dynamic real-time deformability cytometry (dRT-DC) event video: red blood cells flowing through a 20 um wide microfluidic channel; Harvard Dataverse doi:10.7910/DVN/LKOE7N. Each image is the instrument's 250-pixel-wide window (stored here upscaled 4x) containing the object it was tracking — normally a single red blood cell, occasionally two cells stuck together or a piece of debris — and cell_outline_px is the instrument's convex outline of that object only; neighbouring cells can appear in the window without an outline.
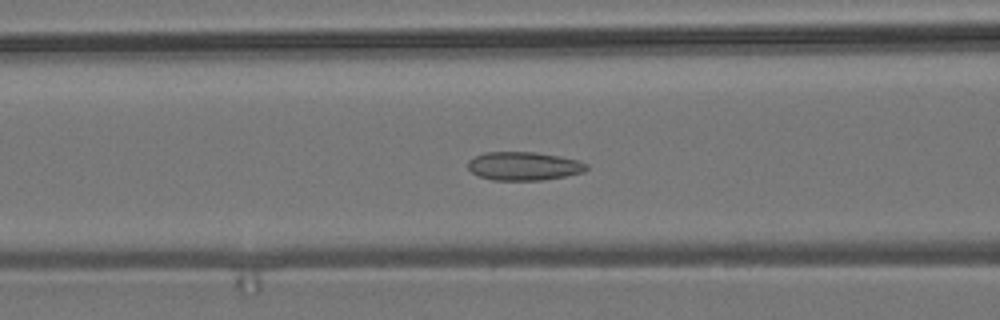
{"species": "common noctule bat (a hibernating species)", "species_latin": "Nyctalus noctula", "temperature_condition": "room temperature", "stored_images_in_passage": 46, "camera_frame_rate_fps": 3000, "um_per_image_px": 0.085, "animal": {"sex": "male", "body_mass_g": 19.2, "forearm_length_mm": 51.8}, "frame": {"image": 1, "passage_image": 13, "time_ms": 4.0, "image_size_px": [1000, 320], "cell_outline_px": [[588, 168], [584, 172], [544, 180], [492, 180], [480, 176], [472, 172], [468, 168], [468, 160], [484, 152], [536, 152], [560, 156], [580, 160], [588, 164]], "centroid_in_image_um": [44.55, 14.11], "position_along_channel_um": 122.0, "area_um2": 19.77}}
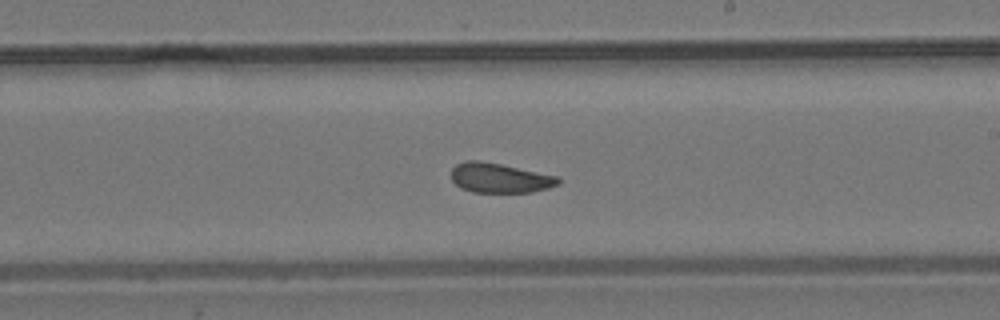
{"frame": {"image": 2, "passage_image": 23, "time_ms": 7.333, "image_size_px": [1000, 320], "cell_outline_px": [[560, 184], [548, 188], [532, 192], [472, 192], [460, 188], [452, 180], [452, 168], [456, 164], [464, 160], [480, 160], [560, 176]], "centroid_in_image_um": [42.49, 15.12], "position_along_channel_um": 246.5, "area_um2": 18.67}}
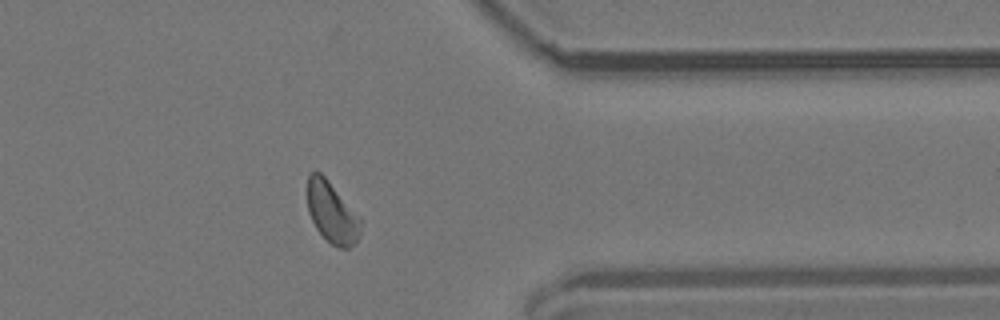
{"frame": {"image": 3, "passage_image": 35, "time_ms": 11.333, "image_size_px": [1000, 320], "cell_outline_px": [[360, 236], [356, 244], [348, 248], [340, 248], [332, 244], [316, 228], [308, 212], [308, 176], [312, 172], [320, 172], [328, 180], [360, 216]], "centroid_in_image_um": [28.23, 18.08], "position_along_channel_um": 383.2, "area_um2": 18.79}, "authors_computed_cell_mechanics": {"area_um2": 19.1318, "velocity_mm_per_s": 3.7392, "shape_relaxation_time_tau1_ms": null, "shape_relaxation_time_tau2_ms": 1.83, "deformation_change_tau1": null, "deformation_change_tau2": 0.0838}}